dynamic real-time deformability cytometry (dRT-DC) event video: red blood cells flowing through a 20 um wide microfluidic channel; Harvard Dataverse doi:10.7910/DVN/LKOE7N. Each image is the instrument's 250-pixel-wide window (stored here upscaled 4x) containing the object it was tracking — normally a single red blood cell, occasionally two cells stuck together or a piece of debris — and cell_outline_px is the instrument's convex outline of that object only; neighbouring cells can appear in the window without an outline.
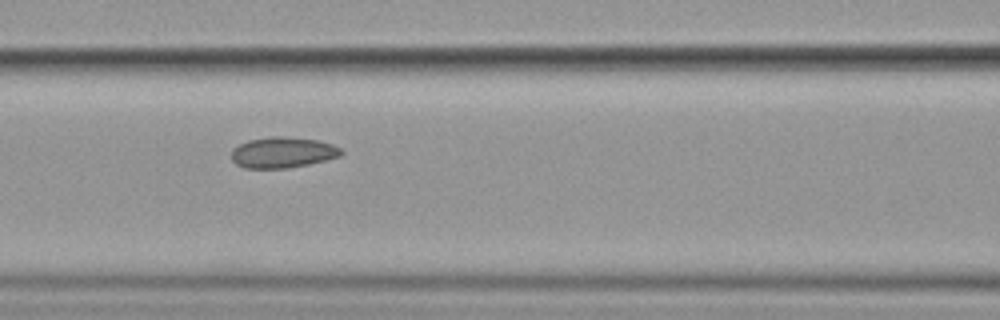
{"species": "common noctule bat (a hibernating species)", "species_latin": "Nyctalus noctula", "temperature_condition": "cold", "stored_images_in_passage": 11, "camera_frame_rate_fps": 3000, "um_per_image_px": 0.085, "animal": {"sex": "female", "body_mass_g": 19.9}, "frame": {"image": 1, "passage_image": 7, "time_ms": 8.0, "image_size_px": [1000, 320], "cell_outline_px": [[344, 152], [340, 156], [308, 164], [284, 168], [244, 168], [236, 164], [232, 160], [232, 148], [248, 140], [272, 136], [280, 136], [316, 140], [332, 144], [340, 148]], "centroid_in_image_um": [24.0, 12.96], "position_along_channel_um": 142.6, "area_um2": 19.54}}
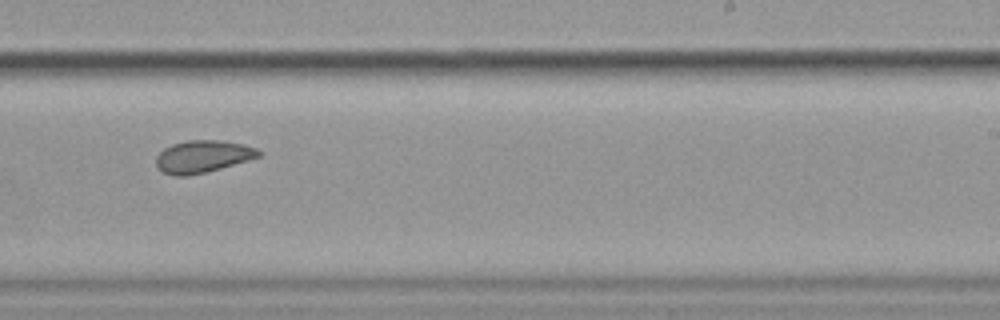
{"frame": {"image": 2, "passage_image": 10, "time_ms": 11.667, "image_size_px": [1000, 320], "cell_outline_px": [[260, 156], [248, 160], [220, 168], [188, 176], [176, 176], [164, 172], [156, 164], [156, 156], [164, 148], [172, 144], [188, 140], [220, 140], [244, 144], [256, 148], [260, 152]], "centroid_in_image_um": [17.22, 13.29], "position_along_channel_um": 271.8, "area_um2": 19.07}}
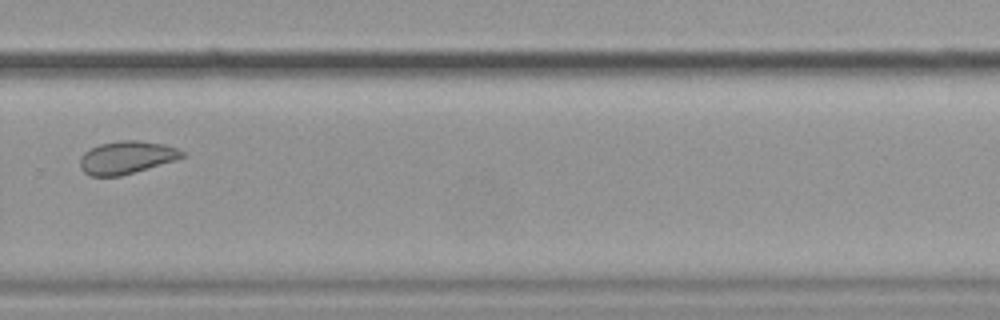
{"frame": {"image": 3, "passage_image": 11, "time_ms": 13.0, "image_size_px": [1000, 320], "cell_outline_px": [[184, 156], [176, 160], [120, 176], [88, 176], [80, 168], [80, 156], [84, 152], [100, 144], [120, 140], [136, 140], [164, 144], [176, 148], [184, 152]], "centroid_in_image_um": [10.73, 13.39], "position_along_channel_um": 319.1, "area_um2": 19.42}}